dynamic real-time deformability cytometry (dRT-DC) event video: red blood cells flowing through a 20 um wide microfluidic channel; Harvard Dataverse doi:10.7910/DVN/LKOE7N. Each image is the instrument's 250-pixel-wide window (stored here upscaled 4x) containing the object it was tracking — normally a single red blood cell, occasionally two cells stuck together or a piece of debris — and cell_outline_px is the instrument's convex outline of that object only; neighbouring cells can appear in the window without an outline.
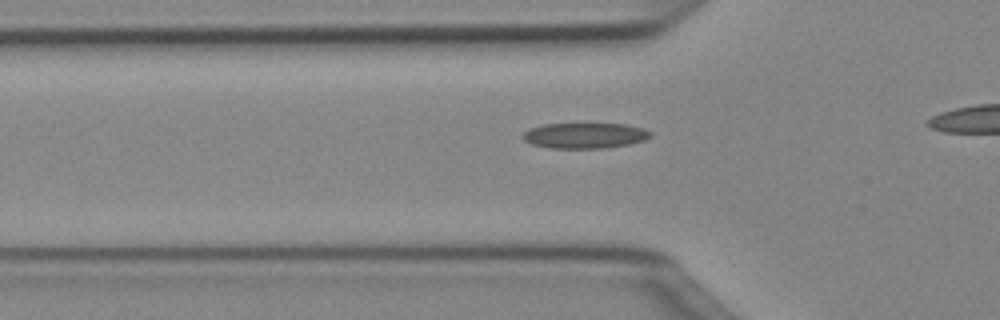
{"species": "Egyptian fruit bat (a non-hibernating species)", "species_latin": "Rousettus aegyptiacus", "temperature_condition": "cold", "stored_images_in_passage": 33, "camera_frame_rate_fps": 3000, "um_per_image_px": 0.085, "animal": {"sex": "female"}, "frame": {"image": 1, "passage_image": 9, "time_ms": 2.667, "image_size_px": [1000, 320], "cell_outline_px": [[652, 136], [644, 140], [628, 144], [604, 148], [548, 148], [532, 144], [524, 140], [520, 136], [528, 128], [544, 124], [628, 124], [644, 128], [652, 132]], "centroid_in_image_um": [49.7, 11.52], "position_along_channel_um": 76.1, "area_um2": 19.13}}
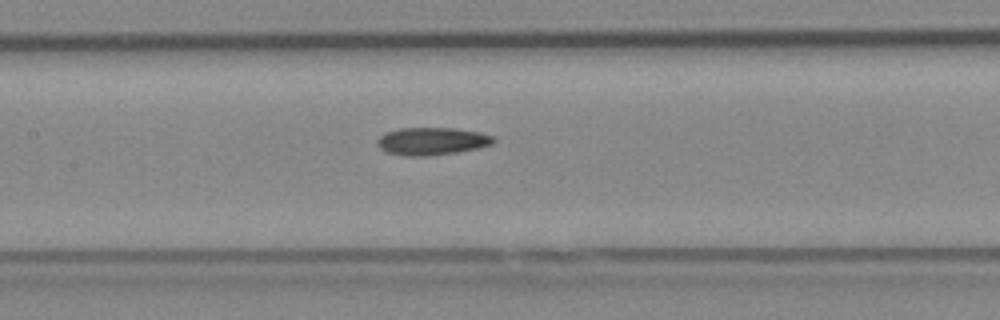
{"frame": {"image": 2, "passage_image": 16, "time_ms": 5.0, "image_size_px": [1000, 320], "cell_outline_px": [[496, 140], [492, 144], [476, 148], [456, 152], [428, 156], [404, 156], [388, 152], [380, 148], [376, 144], [376, 140], [384, 132], [400, 128], [456, 128], [480, 132], [496, 136]], "centroid_in_image_um": [36.71, 11.99], "position_along_channel_um": 170.7, "area_um2": 18.84}}
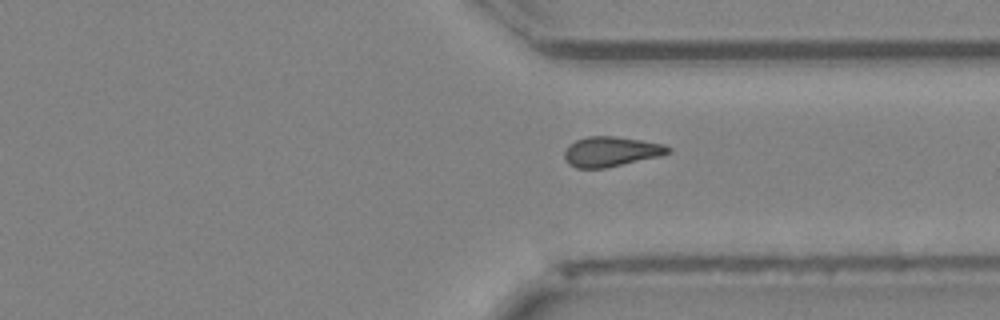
{"frame": {"image": 3, "passage_image": 30, "time_ms": 9.667, "image_size_px": [1000, 320], "cell_outline_px": [[672, 152], [660, 156], [604, 168], [576, 168], [568, 164], [564, 160], [564, 152], [568, 144], [576, 140], [588, 136], [616, 136], [664, 144], [672, 148]], "centroid_in_image_um": [51.92, 12.88], "position_along_channel_um": 359.5, "area_um2": 18.21}}